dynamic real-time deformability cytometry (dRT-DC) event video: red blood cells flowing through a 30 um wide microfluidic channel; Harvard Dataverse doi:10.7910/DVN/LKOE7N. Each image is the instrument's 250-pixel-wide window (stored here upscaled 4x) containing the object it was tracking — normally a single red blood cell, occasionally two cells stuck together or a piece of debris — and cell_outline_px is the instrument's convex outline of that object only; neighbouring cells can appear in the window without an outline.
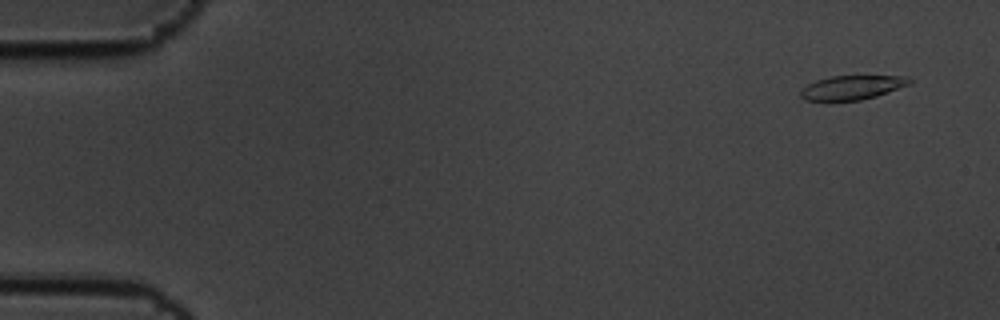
{"species": "common noctule bat (a hibernating species)", "species_latin": "Nyctalus noctula", "temperature_condition": "cold", "stored_images_in_passage": 13, "camera_frame_rate_fps": 3000, "um_per_image_px": 0.085, "animal": {"sex": "male", "body_mass_g": 19.5, "forearm_length_mm": 54.6}, "frame": {"image": 1, "passage_image": 1, "time_ms": 0.0, "image_size_px": [1000, 320], "cell_outline_px": [[912, 84], [876, 96], [860, 100], [804, 100], [800, 96], [800, 88], [816, 80], [832, 76], [908, 76], [912, 80]], "centroid_in_image_um": [72.44, 7.43], "position_along_channel_um": 12.6, "area_um2": 15.32}}
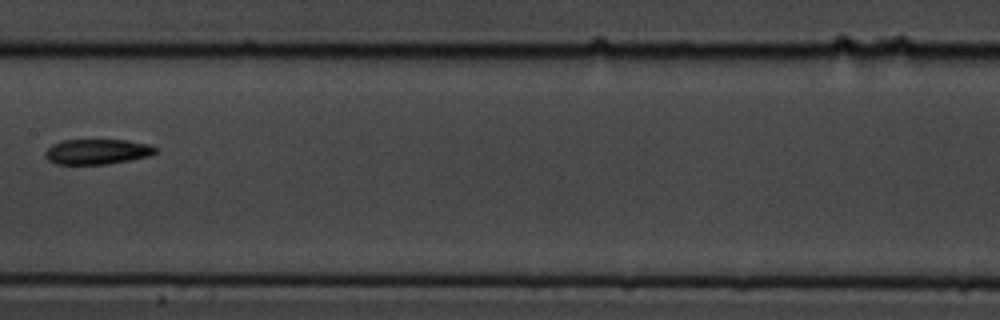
{"frame": {"image": 2, "passage_image": 8, "time_ms": 2.333, "image_size_px": [1000, 320], "cell_outline_px": [[156, 152], [152, 156], [108, 164], [56, 164], [48, 160], [44, 156], [44, 152], [52, 144], [64, 140], [128, 140], [148, 144], [156, 148]], "centroid_in_image_um": [8.26, 12.89], "position_along_channel_um": 199.1, "area_um2": 16.3}}
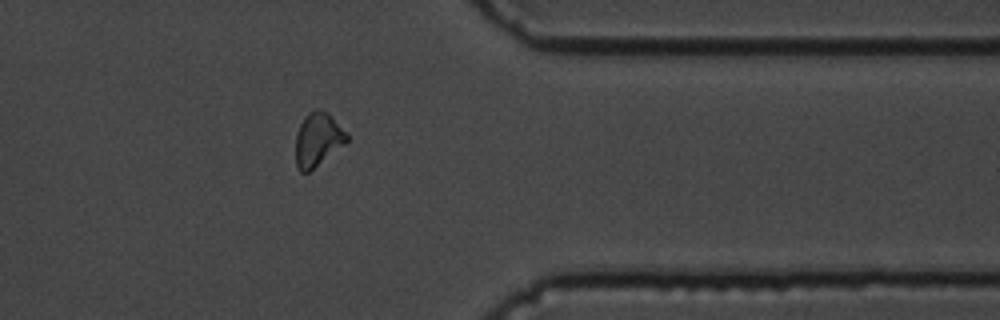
{"frame": {"image": 3, "passage_image": 13, "time_ms": 4.0, "image_size_px": [1000, 320], "cell_outline_px": [[348, 140], [344, 144], [308, 172], [300, 172], [296, 164], [296, 132], [304, 116], [308, 112], [316, 108], [320, 108], [328, 112], [348, 136]], "centroid_in_image_um": [26.98, 11.82], "position_along_channel_um": 384.4, "area_um2": 15.78}}